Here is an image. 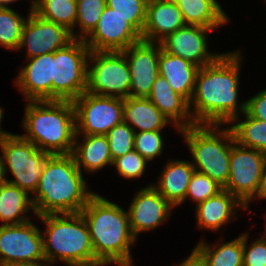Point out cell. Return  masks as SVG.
<instances>
[{"label":"cell","mask_w":266,"mask_h":266,"mask_svg":"<svg viewBox=\"0 0 266 266\" xmlns=\"http://www.w3.org/2000/svg\"><path fill=\"white\" fill-rule=\"evenodd\" d=\"M243 59L239 49L223 52L215 62L197 71L189 101L196 125H229L246 111V100L239 102L238 99Z\"/></svg>","instance_id":"6da1fadb"},{"label":"cell","mask_w":266,"mask_h":266,"mask_svg":"<svg viewBox=\"0 0 266 266\" xmlns=\"http://www.w3.org/2000/svg\"><path fill=\"white\" fill-rule=\"evenodd\" d=\"M72 154L50 155L43 167L32 202L36 217L80 213L95 194L88 187Z\"/></svg>","instance_id":"7a4b0ae2"},{"label":"cell","mask_w":266,"mask_h":266,"mask_svg":"<svg viewBox=\"0 0 266 266\" xmlns=\"http://www.w3.org/2000/svg\"><path fill=\"white\" fill-rule=\"evenodd\" d=\"M80 213L88 226L95 258L101 265L133 262L131 246L137 239L132 234L127 210L95 193Z\"/></svg>","instance_id":"3957f363"},{"label":"cell","mask_w":266,"mask_h":266,"mask_svg":"<svg viewBox=\"0 0 266 266\" xmlns=\"http://www.w3.org/2000/svg\"><path fill=\"white\" fill-rule=\"evenodd\" d=\"M21 136L51 155L72 154L76 134L72 101H25Z\"/></svg>","instance_id":"277c9868"},{"label":"cell","mask_w":266,"mask_h":266,"mask_svg":"<svg viewBox=\"0 0 266 266\" xmlns=\"http://www.w3.org/2000/svg\"><path fill=\"white\" fill-rule=\"evenodd\" d=\"M44 225L45 259L52 265L105 266L95 258L88 226L81 213L45 214L36 217Z\"/></svg>","instance_id":"5b68a950"},{"label":"cell","mask_w":266,"mask_h":266,"mask_svg":"<svg viewBox=\"0 0 266 266\" xmlns=\"http://www.w3.org/2000/svg\"><path fill=\"white\" fill-rule=\"evenodd\" d=\"M188 146L195 171L208 175L223 188L230 172V154L235 138L225 125H194L179 131Z\"/></svg>","instance_id":"8992f818"},{"label":"cell","mask_w":266,"mask_h":266,"mask_svg":"<svg viewBox=\"0 0 266 266\" xmlns=\"http://www.w3.org/2000/svg\"><path fill=\"white\" fill-rule=\"evenodd\" d=\"M51 154L41 151L21 134L11 133L0 139V159L3 180L18 186L30 196L37 190L47 158ZM8 173L14 178L8 179Z\"/></svg>","instance_id":"52a82bcc"},{"label":"cell","mask_w":266,"mask_h":266,"mask_svg":"<svg viewBox=\"0 0 266 266\" xmlns=\"http://www.w3.org/2000/svg\"><path fill=\"white\" fill-rule=\"evenodd\" d=\"M89 52L82 39L54 51L52 100L73 102L86 91Z\"/></svg>","instance_id":"ba28073f"},{"label":"cell","mask_w":266,"mask_h":266,"mask_svg":"<svg viewBox=\"0 0 266 266\" xmlns=\"http://www.w3.org/2000/svg\"><path fill=\"white\" fill-rule=\"evenodd\" d=\"M130 70L122 51H90L86 92L125 99L129 97Z\"/></svg>","instance_id":"9c48e42d"},{"label":"cell","mask_w":266,"mask_h":266,"mask_svg":"<svg viewBox=\"0 0 266 266\" xmlns=\"http://www.w3.org/2000/svg\"><path fill=\"white\" fill-rule=\"evenodd\" d=\"M76 134L106 135L123 122V99L84 92L73 101Z\"/></svg>","instance_id":"30bf717a"},{"label":"cell","mask_w":266,"mask_h":266,"mask_svg":"<svg viewBox=\"0 0 266 266\" xmlns=\"http://www.w3.org/2000/svg\"><path fill=\"white\" fill-rule=\"evenodd\" d=\"M265 165V153L234 142L230 154L229 178L223 189L245 206L257 192Z\"/></svg>","instance_id":"8fae6325"},{"label":"cell","mask_w":266,"mask_h":266,"mask_svg":"<svg viewBox=\"0 0 266 266\" xmlns=\"http://www.w3.org/2000/svg\"><path fill=\"white\" fill-rule=\"evenodd\" d=\"M40 230L33 219L20 224H0V266L46 260Z\"/></svg>","instance_id":"7c38bea8"},{"label":"cell","mask_w":266,"mask_h":266,"mask_svg":"<svg viewBox=\"0 0 266 266\" xmlns=\"http://www.w3.org/2000/svg\"><path fill=\"white\" fill-rule=\"evenodd\" d=\"M73 40L71 32L64 26L28 12L20 44L17 50L27 49L26 58L30 59L65 47Z\"/></svg>","instance_id":"4fadbf2b"},{"label":"cell","mask_w":266,"mask_h":266,"mask_svg":"<svg viewBox=\"0 0 266 266\" xmlns=\"http://www.w3.org/2000/svg\"><path fill=\"white\" fill-rule=\"evenodd\" d=\"M160 43L140 40L122 52L130 70L129 97L147 98L159 75L158 58Z\"/></svg>","instance_id":"5bb4252c"},{"label":"cell","mask_w":266,"mask_h":266,"mask_svg":"<svg viewBox=\"0 0 266 266\" xmlns=\"http://www.w3.org/2000/svg\"><path fill=\"white\" fill-rule=\"evenodd\" d=\"M127 209L132 234L137 237L151 232L168 221L174 207L152 186L140 188Z\"/></svg>","instance_id":"9a60e30c"},{"label":"cell","mask_w":266,"mask_h":266,"mask_svg":"<svg viewBox=\"0 0 266 266\" xmlns=\"http://www.w3.org/2000/svg\"><path fill=\"white\" fill-rule=\"evenodd\" d=\"M142 40L141 34L106 6L94 30L84 39L90 51H123Z\"/></svg>","instance_id":"2e32d148"},{"label":"cell","mask_w":266,"mask_h":266,"mask_svg":"<svg viewBox=\"0 0 266 266\" xmlns=\"http://www.w3.org/2000/svg\"><path fill=\"white\" fill-rule=\"evenodd\" d=\"M215 29L185 25L164 38L160 45L169 54L179 56L202 68L215 62L223 53L209 51L208 33Z\"/></svg>","instance_id":"e0dca14e"},{"label":"cell","mask_w":266,"mask_h":266,"mask_svg":"<svg viewBox=\"0 0 266 266\" xmlns=\"http://www.w3.org/2000/svg\"><path fill=\"white\" fill-rule=\"evenodd\" d=\"M26 65L15 77L16 87L24 101L52 100L54 52L25 59Z\"/></svg>","instance_id":"ac0fdd59"},{"label":"cell","mask_w":266,"mask_h":266,"mask_svg":"<svg viewBox=\"0 0 266 266\" xmlns=\"http://www.w3.org/2000/svg\"><path fill=\"white\" fill-rule=\"evenodd\" d=\"M239 209L245 211V206L230 192L223 189L195 207L194 215L196 214L197 222L195 227L213 231V233L218 232L222 226L236 220Z\"/></svg>","instance_id":"d6986e66"},{"label":"cell","mask_w":266,"mask_h":266,"mask_svg":"<svg viewBox=\"0 0 266 266\" xmlns=\"http://www.w3.org/2000/svg\"><path fill=\"white\" fill-rule=\"evenodd\" d=\"M185 25L182 13L176 4L165 0H148L141 37L144 41L160 43L169 34Z\"/></svg>","instance_id":"ffe728a7"},{"label":"cell","mask_w":266,"mask_h":266,"mask_svg":"<svg viewBox=\"0 0 266 266\" xmlns=\"http://www.w3.org/2000/svg\"><path fill=\"white\" fill-rule=\"evenodd\" d=\"M152 186L174 207L185 201L187 187L195 168L189 160L171 159L165 163Z\"/></svg>","instance_id":"44dd1931"},{"label":"cell","mask_w":266,"mask_h":266,"mask_svg":"<svg viewBox=\"0 0 266 266\" xmlns=\"http://www.w3.org/2000/svg\"><path fill=\"white\" fill-rule=\"evenodd\" d=\"M179 130L196 125L191 116L189 102L176 93L160 74L147 97Z\"/></svg>","instance_id":"7402d4cb"},{"label":"cell","mask_w":266,"mask_h":266,"mask_svg":"<svg viewBox=\"0 0 266 266\" xmlns=\"http://www.w3.org/2000/svg\"><path fill=\"white\" fill-rule=\"evenodd\" d=\"M72 155L83 174L84 171L89 174L96 173L108 165H113L106 135L75 134Z\"/></svg>","instance_id":"603a6c76"},{"label":"cell","mask_w":266,"mask_h":266,"mask_svg":"<svg viewBox=\"0 0 266 266\" xmlns=\"http://www.w3.org/2000/svg\"><path fill=\"white\" fill-rule=\"evenodd\" d=\"M158 69L159 74L166 79L171 88L189 102L200 67L179 56L167 53L161 47Z\"/></svg>","instance_id":"cb8c5ba5"},{"label":"cell","mask_w":266,"mask_h":266,"mask_svg":"<svg viewBox=\"0 0 266 266\" xmlns=\"http://www.w3.org/2000/svg\"><path fill=\"white\" fill-rule=\"evenodd\" d=\"M123 122L134 132L162 130L169 124L179 131L148 98L123 99Z\"/></svg>","instance_id":"d4e9b609"},{"label":"cell","mask_w":266,"mask_h":266,"mask_svg":"<svg viewBox=\"0 0 266 266\" xmlns=\"http://www.w3.org/2000/svg\"><path fill=\"white\" fill-rule=\"evenodd\" d=\"M33 212L36 217L32 197L4 180L0 181V222L1 225H12L28 222Z\"/></svg>","instance_id":"484cf974"},{"label":"cell","mask_w":266,"mask_h":266,"mask_svg":"<svg viewBox=\"0 0 266 266\" xmlns=\"http://www.w3.org/2000/svg\"><path fill=\"white\" fill-rule=\"evenodd\" d=\"M176 5L186 25L217 30L231 21L218 0H180Z\"/></svg>","instance_id":"4316f807"},{"label":"cell","mask_w":266,"mask_h":266,"mask_svg":"<svg viewBox=\"0 0 266 266\" xmlns=\"http://www.w3.org/2000/svg\"><path fill=\"white\" fill-rule=\"evenodd\" d=\"M194 247L203 256L206 266H243V233L228 242L221 238L215 244L202 239Z\"/></svg>","instance_id":"83f0119b"},{"label":"cell","mask_w":266,"mask_h":266,"mask_svg":"<svg viewBox=\"0 0 266 266\" xmlns=\"http://www.w3.org/2000/svg\"><path fill=\"white\" fill-rule=\"evenodd\" d=\"M243 117V120L240 118ZM235 142L239 145L259 150L266 154V122L249 116L246 112L236 117L230 124Z\"/></svg>","instance_id":"f1b7e54d"},{"label":"cell","mask_w":266,"mask_h":266,"mask_svg":"<svg viewBox=\"0 0 266 266\" xmlns=\"http://www.w3.org/2000/svg\"><path fill=\"white\" fill-rule=\"evenodd\" d=\"M38 16L64 26L72 32L77 18V0H35L34 10Z\"/></svg>","instance_id":"f546056e"},{"label":"cell","mask_w":266,"mask_h":266,"mask_svg":"<svg viewBox=\"0 0 266 266\" xmlns=\"http://www.w3.org/2000/svg\"><path fill=\"white\" fill-rule=\"evenodd\" d=\"M27 18L11 7H0V47L18 49Z\"/></svg>","instance_id":"4dcf8cb0"},{"label":"cell","mask_w":266,"mask_h":266,"mask_svg":"<svg viewBox=\"0 0 266 266\" xmlns=\"http://www.w3.org/2000/svg\"><path fill=\"white\" fill-rule=\"evenodd\" d=\"M106 7V0H77V18L71 35L73 39L84 40L97 26Z\"/></svg>","instance_id":"1f68e13d"},{"label":"cell","mask_w":266,"mask_h":266,"mask_svg":"<svg viewBox=\"0 0 266 266\" xmlns=\"http://www.w3.org/2000/svg\"><path fill=\"white\" fill-rule=\"evenodd\" d=\"M148 0H106V6L112 8L128 21L140 34L146 20V6Z\"/></svg>","instance_id":"d6a6232c"},{"label":"cell","mask_w":266,"mask_h":266,"mask_svg":"<svg viewBox=\"0 0 266 266\" xmlns=\"http://www.w3.org/2000/svg\"><path fill=\"white\" fill-rule=\"evenodd\" d=\"M222 190L223 187L212 180L208 175L194 171L187 187V193L183 203H185L187 199H191L197 206L199 203L217 195Z\"/></svg>","instance_id":"836d02e7"},{"label":"cell","mask_w":266,"mask_h":266,"mask_svg":"<svg viewBox=\"0 0 266 266\" xmlns=\"http://www.w3.org/2000/svg\"><path fill=\"white\" fill-rule=\"evenodd\" d=\"M162 131H141L134 134V149L149 162L164 153L165 140Z\"/></svg>","instance_id":"e575fe53"},{"label":"cell","mask_w":266,"mask_h":266,"mask_svg":"<svg viewBox=\"0 0 266 266\" xmlns=\"http://www.w3.org/2000/svg\"><path fill=\"white\" fill-rule=\"evenodd\" d=\"M134 134V130L124 122L107 132L106 136L113 161L134 149Z\"/></svg>","instance_id":"d590c367"},{"label":"cell","mask_w":266,"mask_h":266,"mask_svg":"<svg viewBox=\"0 0 266 266\" xmlns=\"http://www.w3.org/2000/svg\"><path fill=\"white\" fill-rule=\"evenodd\" d=\"M147 164H149L148 161L133 149L124 156L115 159L112 166L115 167L121 178L136 180L146 173Z\"/></svg>","instance_id":"8d00e7d4"},{"label":"cell","mask_w":266,"mask_h":266,"mask_svg":"<svg viewBox=\"0 0 266 266\" xmlns=\"http://www.w3.org/2000/svg\"><path fill=\"white\" fill-rule=\"evenodd\" d=\"M254 239L248 243L249 233L243 232V266H266V237Z\"/></svg>","instance_id":"74e56055"},{"label":"cell","mask_w":266,"mask_h":266,"mask_svg":"<svg viewBox=\"0 0 266 266\" xmlns=\"http://www.w3.org/2000/svg\"><path fill=\"white\" fill-rule=\"evenodd\" d=\"M249 116L266 122V89L260 90L246 100V111Z\"/></svg>","instance_id":"f35d334b"},{"label":"cell","mask_w":266,"mask_h":266,"mask_svg":"<svg viewBox=\"0 0 266 266\" xmlns=\"http://www.w3.org/2000/svg\"><path fill=\"white\" fill-rule=\"evenodd\" d=\"M172 266H206L205 260L200 252L194 247L185 260Z\"/></svg>","instance_id":"ab89813d"},{"label":"cell","mask_w":266,"mask_h":266,"mask_svg":"<svg viewBox=\"0 0 266 266\" xmlns=\"http://www.w3.org/2000/svg\"><path fill=\"white\" fill-rule=\"evenodd\" d=\"M256 199H259V200H262V199L265 200L266 199V165H265V168L263 171V175L260 179L257 192L254 195V197L245 205V211L249 210V208H250L249 206H250L251 201H253V200L256 201Z\"/></svg>","instance_id":"60d3db41"},{"label":"cell","mask_w":266,"mask_h":266,"mask_svg":"<svg viewBox=\"0 0 266 266\" xmlns=\"http://www.w3.org/2000/svg\"><path fill=\"white\" fill-rule=\"evenodd\" d=\"M4 266H52V264L47 260H41V261H32V262H25V261L13 262L10 264H6Z\"/></svg>","instance_id":"b9f144b4"},{"label":"cell","mask_w":266,"mask_h":266,"mask_svg":"<svg viewBox=\"0 0 266 266\" xmlns=\"http://www.w3.org/2000/svg\"><path fill=\"white\" fill-rule=\"evenodd\" d=\"M17 1H22V0H0V7H10L9 5H11L12 3L14 4ZM29 4H30L29 11H33L35 0H30Z\"/></svg>","instance_id":"7bdbcfd3"},{"label":"cell","mask_w":266,"mask_h":266,"mask_svg":"<svg viewBox=\"0 0 266 266\" xmlns=\"http://www.w3.org/2000/svg\"><path fill=\"white\" fill-rule=\"evenodd\" d=\"M3 109L4 108L1 107V105H0V139L3 138L4 136L11 134L10 132L2 129L3 126L1 123H2V120L4 118V110Z\"/></svg>","instance_id":"ee69618b"},{"label":"cell","mask_w":266,"mask_h":266,"mask_svg":"<svg viewBox=\"0 0 266 266\" xmlns=\"http://www.w3.org/2000/svg\"><path fill=\"white\" fill-rule=\"evenodd\" d=\"M117 266H134V264L133 263H129V264H117Z\"/></svg>","instance_id":"f6af8a7d"},{"label":"cell","mask_w":266,"mask_h":266,"mask_svg":"<svg viewBox=\"0 0 266 266\" xmlns=\"http://www.w3.org/2000/svg\"><path fill=\"white\" fill-rule=\"evenodd\" d=\"M165 1L172 2L174 4H177L180 0H165Z\"/></svg>","instance_id":"bcb514c9"},{"label":"cell","mask_w":266,"mask_h":266,"mask_svg":"<svg viewBox=\"0 0 266 266\" xmlns=\"http://www.w3.org/2000/svg\"><path fill=\"white\" fill-rule=\"evenodd\" d=\"M3 180V177H2V171H1V159H0V181Z\"/></svg>","instance_id":"7dc6e473"},{"label":"cell","mask_w":266,"mask_h":266,"mask_svg":"<svg viewBox=\"0 0 266 266\" xmlns=\"http://www.w3.org/2000/svg\"><path fill=\"white\" fill-rule=\"evenodd\" d=\"M265 222H266V216H265ZM266 224V223H265ZM265 237H266V227H265V230L263 231V233H262Z\"/></svg>","instance_id":"c3c4849f"}]
</instances>
